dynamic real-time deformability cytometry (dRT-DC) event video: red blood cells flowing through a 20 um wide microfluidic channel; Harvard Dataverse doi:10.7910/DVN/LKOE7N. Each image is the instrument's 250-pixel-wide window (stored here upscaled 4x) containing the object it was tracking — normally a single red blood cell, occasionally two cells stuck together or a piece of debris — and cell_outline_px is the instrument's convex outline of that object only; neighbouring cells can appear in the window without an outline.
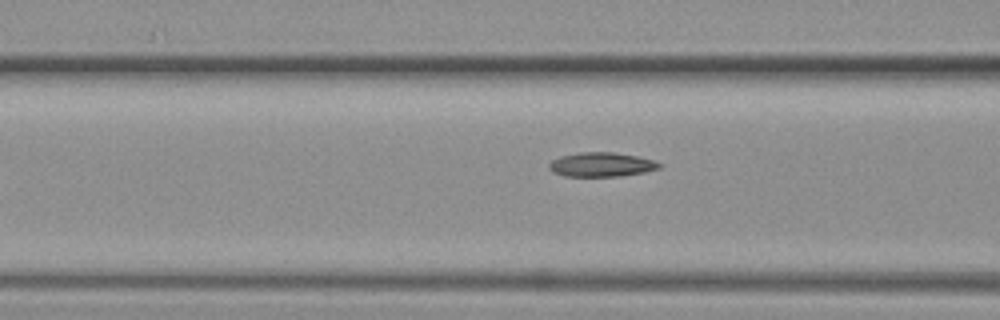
{"species": "common noctule bat (a hibernating species)", "species_latin": "Nyctalus noctula", "temperature_condition": "warm", "stored_images_in_passage": 5, "camera_frame_rate_fps": 3000, "um_per_image_px": 0.085, "animal": {"sex": "female", "body_mass_g": 19.3, "forearm_length_mm": 54.1}, "frame": {"image": 1, "passage_image": 5, "time_ms": 1.333, "image_size_px": [1000, 320], "cell_outline_px": [[664, 164], [660, 168], [644, 172], [620, 176], [564, 176], [552, 172], [548, 168], [548, 164], [552, 160], [560, 156], [580, 152], [612, 152], [636, 156], [652, 160]], "centroid_in_image_um": [51.1, 13.99], "position_along_channel_um": 115.5, "area_um2": 15.61}}